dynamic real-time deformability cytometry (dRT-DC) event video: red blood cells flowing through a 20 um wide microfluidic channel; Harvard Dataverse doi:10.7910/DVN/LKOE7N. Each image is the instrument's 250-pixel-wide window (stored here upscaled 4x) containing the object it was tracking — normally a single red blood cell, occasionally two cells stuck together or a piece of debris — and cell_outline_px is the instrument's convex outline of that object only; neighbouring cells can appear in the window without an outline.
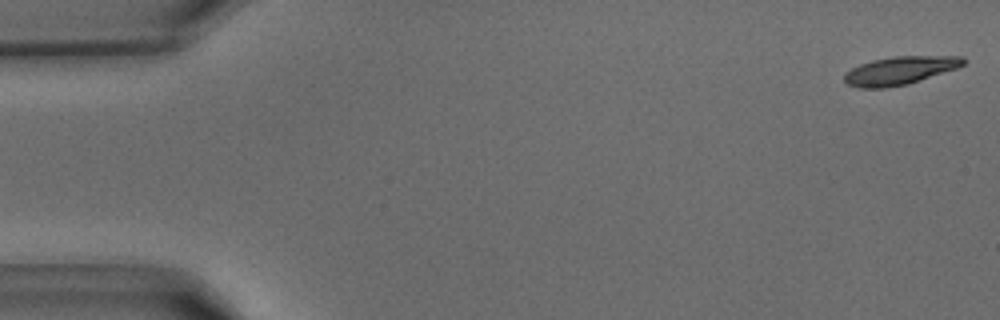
{"species": "common noctule bat (a hibernating species)", "species_latin": "Nyctalus noctula", "temperature_condition": "warm", "stored_images_in_passage": 40, "camera_frame_rate_fps": 3000, "um_per_image_px": 0.085, "animal": {"sex": "male", "body_mass_g": 15.6}, "frame": {"image": 1, "passage_image": 1, "time_ms": 0.0, "image_size_px": [1000, 320], "cell_outline_px": [[964, 64], [956, 68], [908, 84], [884, 88], [860, 88], [848, 84], [844, 80], [844, 76], [852, 68], [860, 64], [872, 60], [896, 56], [964, 56]], "centroid_in_image_um": [76.48, 5.99], "position_along_channel_um": 8.5, "area_um2": 19.25}}
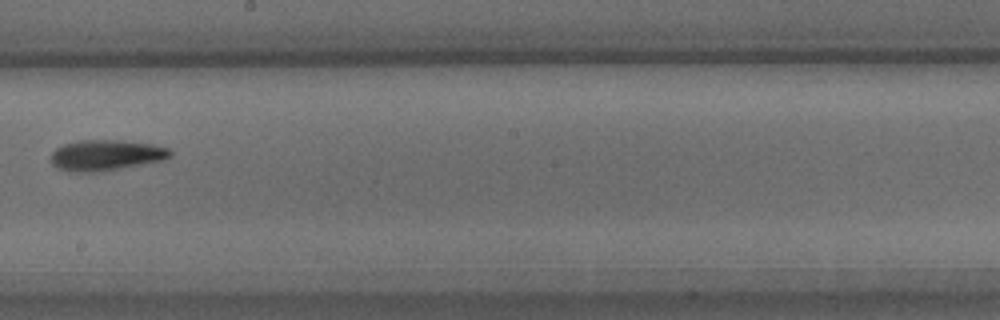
{"frame": {"image": 2, "passage_image": 23, "time_ms": 7.333, "image_size_px": [1000, 320], "cell_outline_px": [[172, 156], [160, 160], [116, 168], [92, 172], [80, 172], [56, 168], [52, 164], [52, 152], [56, 148], [64, 144], [80, 140], [120, 140], [152, 144], [168, 148], [172, 152]], "centroid_in_image_um": [8.98, 13.17], "position_along_channel_um": 239.2, "area_um2": 20.81}}
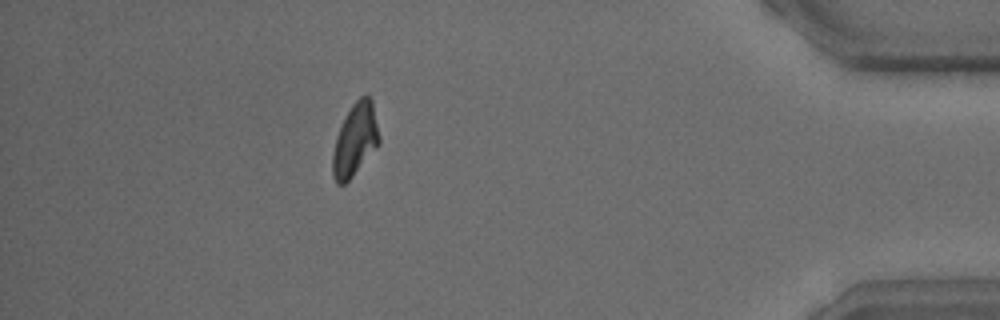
{"frame": {"image": 3, "passage_image": 36, "time_ms": 11.667, "image_size_px": [1000, 320], "cell_outline_px": [[380, 144], [352, 176], [344, 184], [336, 184], [332, 176], [332, 152], [336, 136], [352, 104], [364, 92], [368, 92], [372, 100], [380, 136]], "centroid_in_image_um": [30.19, 11.86], "position_along_channel_um": 405.0, "area_um2": 19.83}}